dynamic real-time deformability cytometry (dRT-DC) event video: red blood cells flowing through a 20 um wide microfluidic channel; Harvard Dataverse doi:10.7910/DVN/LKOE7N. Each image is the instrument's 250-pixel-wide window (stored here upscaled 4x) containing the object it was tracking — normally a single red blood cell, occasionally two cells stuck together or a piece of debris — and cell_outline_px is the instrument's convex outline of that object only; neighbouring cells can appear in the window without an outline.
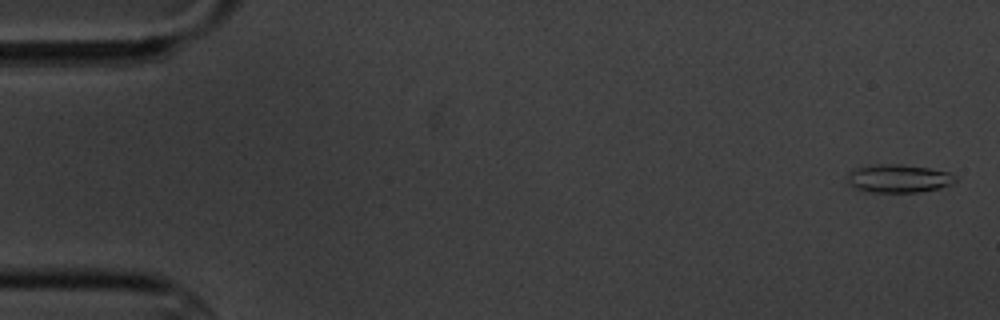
{"species": "common noctule bat (a hibernating species)", "species_latin": "Nyctalus noctula", "temperature_condition": "cold", "stored_images_in_passage": 5, "camera_frame_rate_fps": 3000, "um_per_image_px": 0.085, "animal": {"sex": "male", "body_mass_g": 20.1, "forearm_length_mm": 53.5}, "frame": {"image": 1, "passage_image": 1, "time_ms": 0.0, "image_size_px": [1000, 320], "cell_outline_px": [[956, 180], [952, 184], [940, 188], [920, 192], [868, 192], [856, 188], [848, 184], [844, 180], [848, 172], [852, 168], [876, 164], [900, 164], [928, 168], [948, 172], [956, 176]], "centroid_in_image_um": [76.31, 15.17], "position_along_channel_um": 8.7, "area_um2": 18.03}}